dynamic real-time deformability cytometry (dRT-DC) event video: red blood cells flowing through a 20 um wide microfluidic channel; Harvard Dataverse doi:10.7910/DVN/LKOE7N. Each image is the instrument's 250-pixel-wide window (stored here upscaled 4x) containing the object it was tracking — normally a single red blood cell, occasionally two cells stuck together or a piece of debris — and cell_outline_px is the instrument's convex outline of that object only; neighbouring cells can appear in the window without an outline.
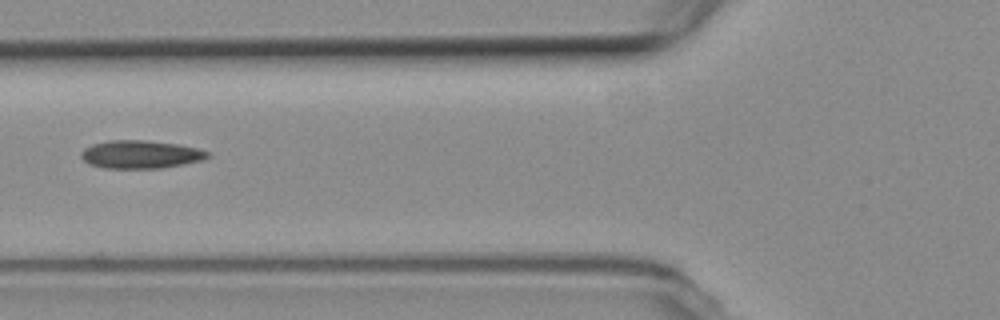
{"species": "common noctule bat (a hibernating species)", "species_latin": "Nyctalus noctula", "temperature_condition": "room temperature", "stored_images_in_passage": 6, "camera_frame_rate_fps": 3000, "um_per_image_px": 0.085, "animal": {"sex": "female", "body_mass_g": 19.3, "forearm_length_mm": 54.1}, "frame": {"image": 1, "passage_image": 6, "time_ms": 6.667, "image_size_px": [1000, 320], "cell_outline_px": [[212, 156], [204, 160], [164, 168], [104, 168], [88, 164], [80, 156], [80, 152], [84, 148], [92, 144], [108, 140], [144, 140], [176, 144], [196, 148], [208, 152]], "centroid_in_image_um": [11.94, 13.13], "position_along_channel_um": 113.9, "area_um2": 20.81}}